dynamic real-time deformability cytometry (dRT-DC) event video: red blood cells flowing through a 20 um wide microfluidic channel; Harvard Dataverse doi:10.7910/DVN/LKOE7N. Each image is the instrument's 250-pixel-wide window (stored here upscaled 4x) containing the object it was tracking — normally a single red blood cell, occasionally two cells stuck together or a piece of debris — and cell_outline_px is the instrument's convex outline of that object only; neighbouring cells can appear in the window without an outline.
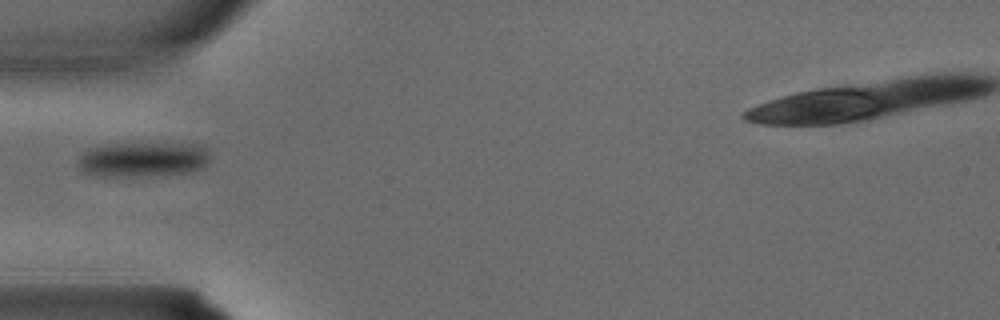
{"species": "common noctule bat (a hibernating species)", "species_latin": "Nyctalus noctula", "temperature_condition": "warm", "stored_images_in_passage": 3, "camera_frame_rate_fps": 3000, "um_per_image_px": 0.085, "animal": {"sex": "male", "body_mass_g": 15.6}, "frame": {"image": 1, "passage_image": 3, "time_ms": 0.667, "image_size_px": [1000, 320], "cell_outline_px": [[212, 156], [208, 164], [204, 168], [196, 172], [144, 180], [104, 180], [88, 176], [80, 172], [76, 168], [76, 160], [88, 148], [104, 144], [208, 144], [212, 148]], "centroid_in_image_um": [12.15, 13.67], "position_along_channel_um": 72.9, "area_um2": 30.29}}